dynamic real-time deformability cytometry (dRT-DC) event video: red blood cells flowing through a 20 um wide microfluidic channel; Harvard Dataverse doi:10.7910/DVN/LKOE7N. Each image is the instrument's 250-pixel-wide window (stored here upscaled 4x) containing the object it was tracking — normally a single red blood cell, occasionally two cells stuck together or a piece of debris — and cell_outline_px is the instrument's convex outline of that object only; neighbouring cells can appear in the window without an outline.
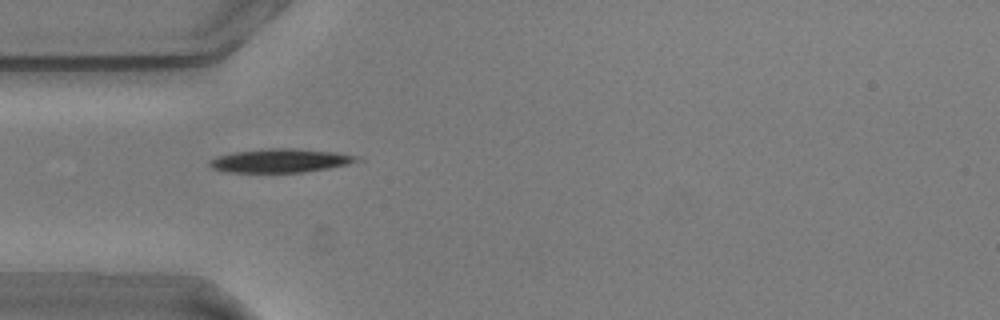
{"species": "common noctule bat (a hibernating species)", "species_latin": "Nyctalus noctula", "temperature_condition": "warm", "stored_images_in_passage": 41, "camera_frame_rate_fps": 3000, "um_per_image_px": 0.085, "animal": {"sex": "male", "body_mass_g": 20.5, "forearm_length_mm": 52.5}, "frame": {"image": 1, "passage_image": 2, "time_ms": 0.333, "image_size_px": [1000, 320], "cell_outline_px": [[364, 160], [348, 164], [328, 168], [304, 172], [228, 172], [212, 168], [208, 164], [208, 160], [220, 156], [236, 152], [268, 148], [292, 148], [336, 152], [360, 156]], "centroid_in_image_um": [23.9, 13.65], "position_along_channel_um": 61.1, "area_um2": 20.29}}
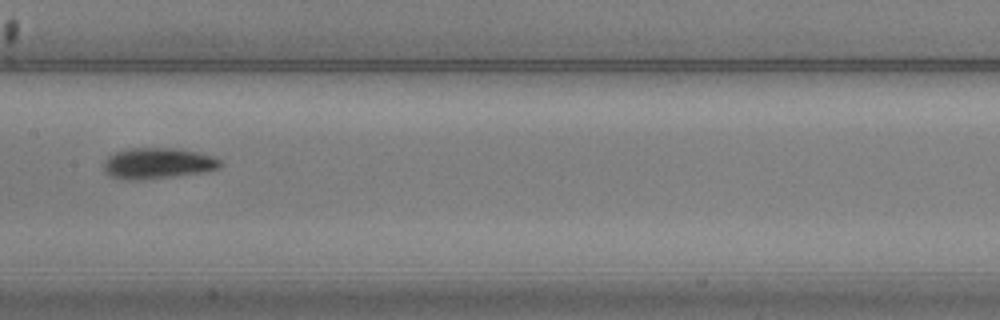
{"frame": {"image": 2, "passage_image": 13, "time_ms": 4.0, "image_size_px": [1000, 320], "cell_outline_px": [[224, 164], [220, 168], [204, 172], [176, 176], [144, 180], [124, 180], [112, 176], [104, 172], [104, 160], [108, 156], [116, 152], [128, 148], [176, 148], [200, 152], [212, 156], [220, 160]], "centroid_in_image_um": [13.43, 13.89], "position_along_channel_um": 194.0, "area_um2": 21.33}}
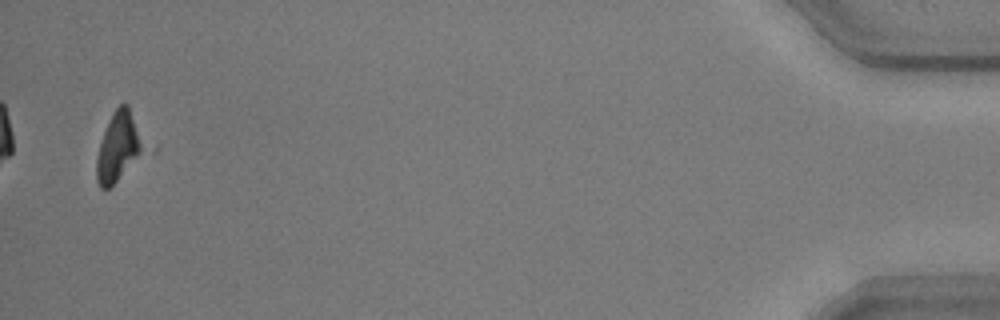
{"frame": {"image": 3, "passage_image": 40, "time_ms": 13.0, "image_size_px": [1000, 320], "cell_outline_px": [[148, 148], [104, 192], [100, 188], [96, 180], [96, 160], [100, 144], [108, 120], [112, 112], [120, 104], [128, 104]], "centroid_in_image_um": [10.08, 12.46], "position_along_channel_um": 425.1, "area_um2": 19.02}, "authors_computed_cell_mechanics": {"area_um2": 19.941, "velocity_mm_per_s": 3.5951, "shape_relaxation_time_tau1_ms": 2.3261, "shape_relaxation_time_tau2_ms": 5.727, "deformation_change_tau1": 0.1401, "deformation_change_tau2": 0.1214}}